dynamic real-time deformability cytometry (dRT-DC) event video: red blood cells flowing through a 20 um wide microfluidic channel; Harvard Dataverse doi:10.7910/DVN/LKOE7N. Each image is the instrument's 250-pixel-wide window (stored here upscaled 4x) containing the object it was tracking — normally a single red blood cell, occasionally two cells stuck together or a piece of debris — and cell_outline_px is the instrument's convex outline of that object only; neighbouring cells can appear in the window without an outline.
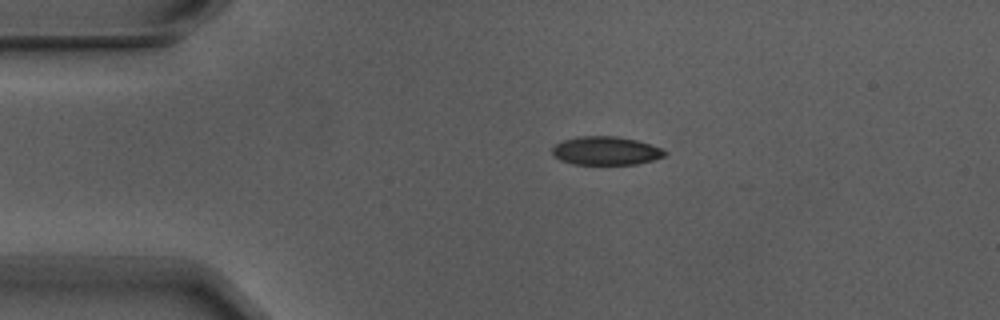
{"species": "Egyptian fruit bat (a non-hibernating species)", "species_latin": "Rousettus aegyptiacus", "temperature_condition": "warm", "stored_images_in_passage": 5, "camera_frame_rate_fps": 3000, "um_per_image_px": 0.085, "animal": {"sex": "male"}, "frame": {"image": 1, "passage_image": 2, "time_ms": 0.333, "image_size_px": [1000, 320], "cell_outline_px": [[668, 152], [664, 156], [652, 160], [636, 164], [572, 164], [560, 160], [552, 152], [552, 148], [556, 144], [564, 140], [580, 136], [616, 136], [636, 140], [660, 148]], "centroid_in_image_um": [51.49, 12.82], "position_along_channel_um": 33.5, "area_um2": 18.44}}
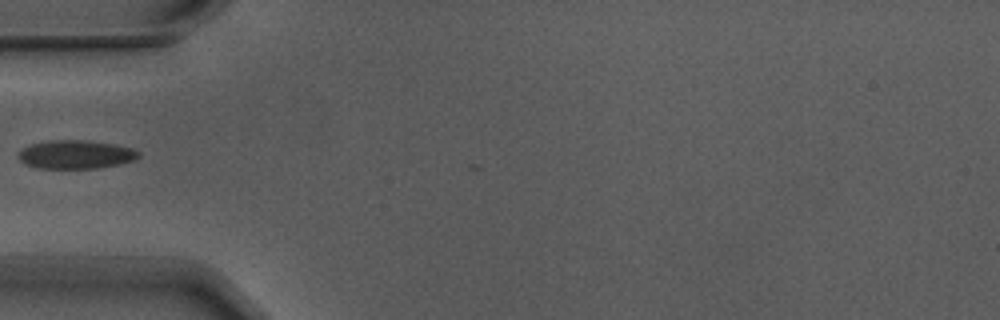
{"frame": {"image": 2, "passage_image": 4, "time_ms": 1.0, "image_size_px": [1000, 320], "cell_outline_px": [[140, 156], [132, 160], [120, 164], [96, 168], [36, 168], [24, 164], [16, 156], [16, 152], [32, 144], [52, 140], [84, 140], [112, 144], [132, 148], [140, 152]], "centroid_in_image_um": [6.39, 13.13], "position_along_channel_um": 78.6, "area_um2": 19.94}}